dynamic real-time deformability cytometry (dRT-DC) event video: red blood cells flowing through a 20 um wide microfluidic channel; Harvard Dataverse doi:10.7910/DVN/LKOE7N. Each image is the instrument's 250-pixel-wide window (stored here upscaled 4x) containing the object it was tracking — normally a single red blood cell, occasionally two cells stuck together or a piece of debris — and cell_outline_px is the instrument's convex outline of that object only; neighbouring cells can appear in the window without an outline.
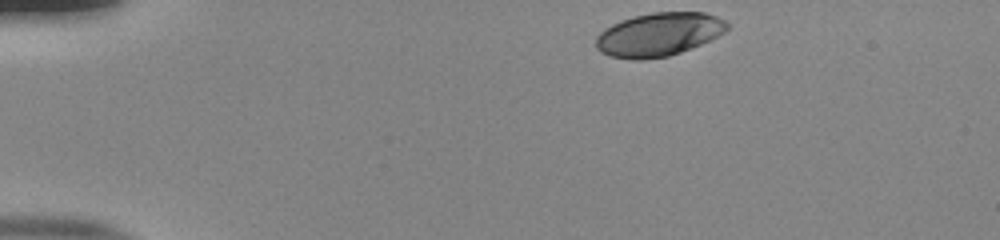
{"species": "human", "species_latin": "Homo sapiens", "temperature_condition": "room temperature", "stored_images_in_passage": 38, "camera_frame_rate_fps": 3000, "um_per_image_px": 0.085, "donor": {"sex": "male"}, "frame": {"image": 1, "passage_image": 1, "time_ms": 0.0, "image_size_px": [1000, 240], "cell_outline_px": [[732, 24], [724, 32], [700, 44], [680, 52], [668, 56], [640, 60], [632, 60], [608, 56], [600, 52], [596, 48], [596, 36], [604, 28], [620, 20], [632, 16], [652, 12], [704, 12], [716, 16]], "centroid_in_image_um": [55.96, 2.92], "position_along_channel_um": 29.0, "area_um2": 33.41}}
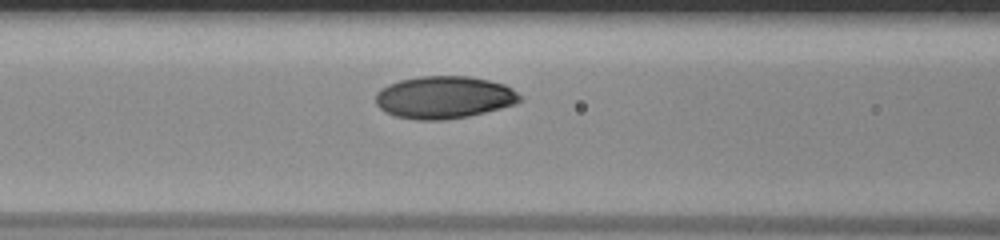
{"frame": {"image": 2, "passage_image": 15, "time_ms": 4.667, "image_size_px": [1000, 240], "cell_outline_px": [[524, 100], [516, 104], [468, 116], [444, 120], [416, 120], [396, 116], [384, 112], [376, 104], [376, 92], [380, 88], [388, 84], [400, 80], [420, 76], [468, 76], [488, 80], [504, 84], [512, 88]], "centroid_in_image_um": [37.73, 8.27], "position_along_channel_um": 128.9, "area_um2": 35.78}}
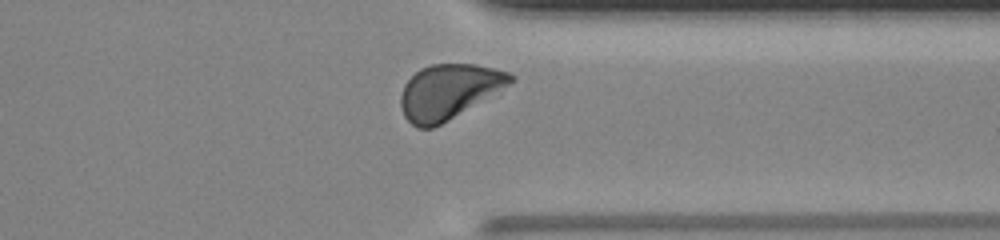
{"frame": {"image": 3, "passage_image": 34, "time_ms": 11.0, "image_size_px": [1000, 240], "cell_outline_px": [[516, 76], [508, 84], [448, 120], [432, 128], [416, 128], [404, 116], [400, 108], [400, 96], [404, 84], [420, 68], [432, 64], [476, 64], [508, 72]], "centroid_in_image_um": [38.07, 7.78], "position_along_channel_um": 373.3, "area_um2": 34.33}, "authors_computed_cell_mechanics": {"area_um2": 34.6222, "velocity_mm_per_s": 3.8653, "shape_relaxation_time_tau1_ms": 2.9962, "shape_relaxation_time_tau2_ms": null, "deformation_change_tau1": 0.1679, "deformation_change_tau2": null}}